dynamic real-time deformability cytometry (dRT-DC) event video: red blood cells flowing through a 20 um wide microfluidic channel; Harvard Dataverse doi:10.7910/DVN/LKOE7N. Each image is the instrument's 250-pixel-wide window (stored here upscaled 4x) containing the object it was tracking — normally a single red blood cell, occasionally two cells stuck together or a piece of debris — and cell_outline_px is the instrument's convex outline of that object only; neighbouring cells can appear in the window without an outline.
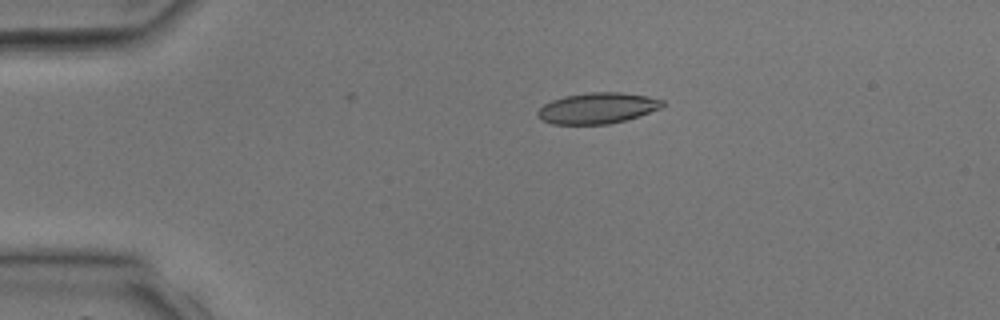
{"species": "common noctule bat (a hibernating species)", "species_latin": "Nyctalus noctula", "temperature_condition": "room temperature", "stored_images_in_passage": 3, "camera_frame_rate_fps": 3000, "um_per_image_px": 0.085, "animal": {"sex": "male", "body_mass_g": 17.9, "forearm_length_mm": 54.2}, "frame": {"image": 1, "passage_image": 2, "time_ms": 1.333, "image_size_px": [1000, 320], "cell_outline_px": [[664, 104], [660, 108], [624, 120], [608, 124], [552, 124], [540, 120], [536, 116], [536, 112], [544, 104], [552, 100], [564, 96], [588, 92], [620, 92], [648, 96], [664, 100]], "centroid_in_image_um": [50.73, 9.19], "position_along_channel_um": 34.3, "area_um2": 22.43}}